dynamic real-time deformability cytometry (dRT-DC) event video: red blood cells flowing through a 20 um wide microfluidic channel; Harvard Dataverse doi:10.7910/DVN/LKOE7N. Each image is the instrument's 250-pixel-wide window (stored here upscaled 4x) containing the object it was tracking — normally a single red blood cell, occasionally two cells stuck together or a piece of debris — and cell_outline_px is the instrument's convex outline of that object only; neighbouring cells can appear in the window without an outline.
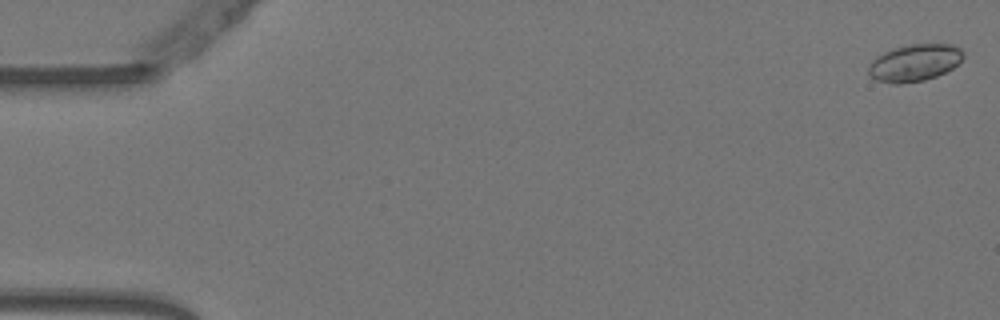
{"species": "Egyptian fruit bat (a non-hibernating species)", "species_latin": "Rousettus aegyptiacus", "temperature_condition": "warm", "stored_images_in_passage": 55, "camera_frame_rate_fps": 3000, "um_per_image_px": 0.085, "animal": {"sex": "female"}, "frame": {"image": 1, "passage_image": 1, "time_ms": 0.0, "image_size_px": [1000, 320], "cell_outline_px": [[964, 56], [952, 68], [936, 76], [924, 80], [900, 84], [892, 84], [876, 80], [868, 72], [868, 68], [872, 60], [876, 56], [892, 48], [908, 44], [952, 44], [960, 48], [964, 52]], "centroid_in_image_um": [77.72, 5.32], "position_along_channel_um": 7.3, "area_um2": 20.46}}
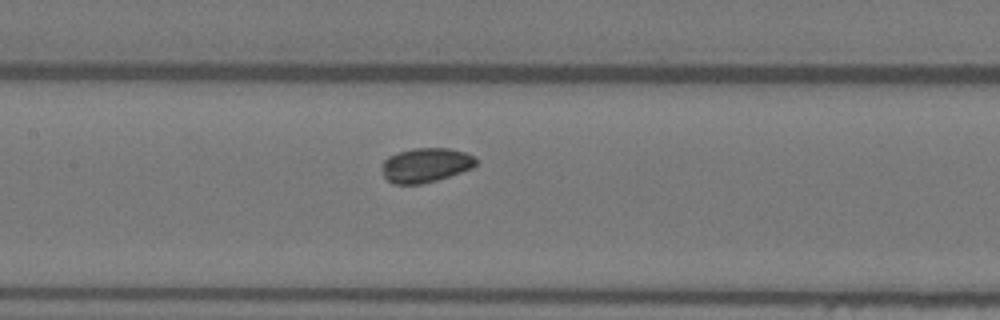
{"frame": {"image": 2, "passage_image": 26, "time_ms": 8.333, "image_size_px": [1000, 320], "cell_outline_px": [[476, 164], [472, 168], [436, 180], [420, 184], [392, 184], [384, 176], [380, 168], [384, 160], [388, 156], [412, 148], [448, 148], [464, 152], [476, 156]], "centroid_in_image_um": [36.16, 14.03], "position_along_channel_um": 171.2, "area_um2": 18.84}}
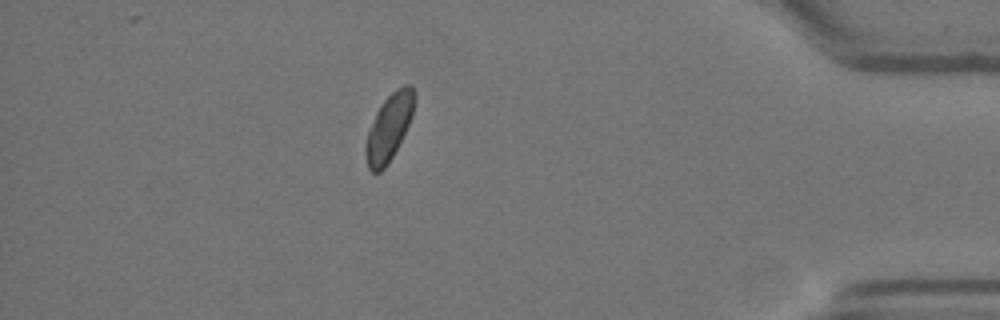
{"frame": {"image": 3, "passage_image": 48, "time_ms": 15.667, "image_size_px": [1000, 320], "cell_outline_px": [[416, 100], [412, 116], [388, 164], [380, 172], [372, 172], [368, 168], [364, 152], [364, 144], [368, 132], [376, 112], [380, 104], [396, 88], [404, 84], [408, 84], [416, 92]], "centroid_in_image_um": [33.06, 10.8], "position_along_channel_um": 402.1, "area_um2": 18.84}, "authors_computed_cell_mechanics": {"area_um2": 19.1318, "velocity_mm_per_s": 3.7462, "shape_relaxation_time_tau1_ms": null, "shape_relaxation_time_tau2_ms": 1.0469, "deformation_change_tau1": null, "deformation_change_tau2": 0.0405}}